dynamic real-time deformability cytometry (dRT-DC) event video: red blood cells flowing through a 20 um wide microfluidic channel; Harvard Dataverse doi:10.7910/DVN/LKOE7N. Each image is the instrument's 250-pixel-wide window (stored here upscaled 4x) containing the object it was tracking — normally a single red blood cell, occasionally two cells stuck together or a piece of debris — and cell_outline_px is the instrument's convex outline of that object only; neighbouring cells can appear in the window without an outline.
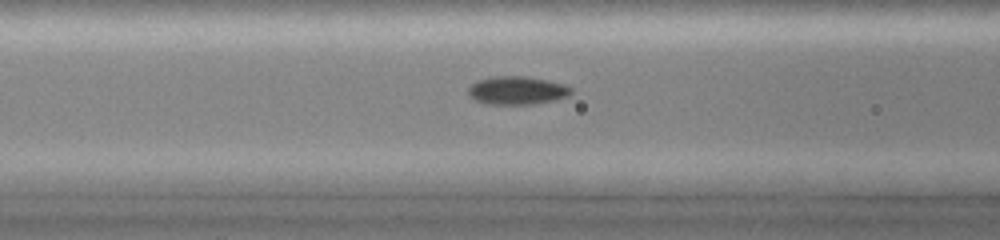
{"species": "common noctule bat (a hibernating species)", "species_latin": "Nyctalus noctula", "temperature_condition": "cold", "stored_images_in_passage": 38, "camera_frame_rate_fps": 3000, "um_per_image_px": 0.085, "animal": {"sex": "female", "body_mass_g": 19.0, "forearm_length_mm": 51.5}, "frame": {"image": 1, "passage_image": 13, "time_ms": 5.333, "image_size_px": [1000, 240], "cell_outline_px": [[572, 92], [568, 96], [556, 100], [532, 104], [488, 104], [476, 100], [468, 96], [468, 88], [476, 80], [492, 76], [528, 76], [564, 84], [572, 88]], "centroid_in_image_um": [43.94, 7.68], "position_along_channel_um": 122.7, "area_um2": 17.05}}
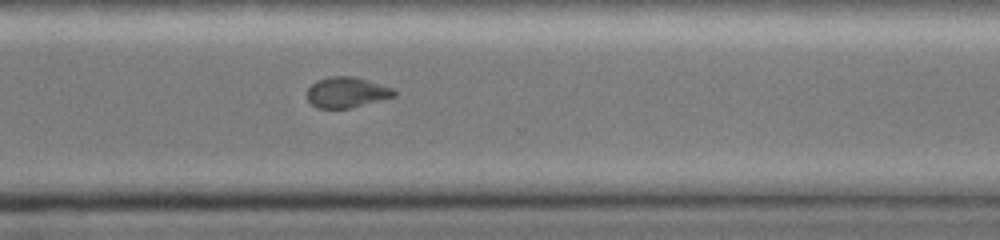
{"frame": {"image": 2, "passage_image": 26, "time_ms": 10.667, "image_size_px": [1000, 240], "cell_outline_px": [[396, 96], [348, 108], [316, 108], [308, 100], [304, 92], [316, 80], [332, 76], [356, 76], [392, 88], [396, 92]], "centroid_in_image_um": [29.42, 7.84], "position_along_channel_um": 341.2, "area_um2": 15.55}}
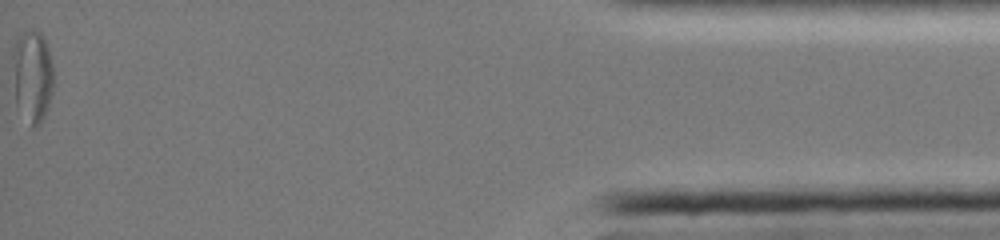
{"frame": {"image": 3, "passage_image": 38, "time_ms": 15.0, "image_size_px": [1000, 240], "cell_outline_px": [[52, 92], [48, 108], [40, 124], [32, 128], [16, 108], [12, 56], [12, 48], [16, 36], [20, 32], [32, 28], [40, 32], [44, 36], [48, 48], [52, 64]], "centroid_in_image_um": [2.72, 6.43], "position_along_channel_um": 432.5, "area_um2": 22.54}, "authors_computed_cell_mechanics": {"area_um2": 16.5597, "velocity_mm_per_s": 4.098, "shape_relaxation_time_tau1_ms": null, "shape_relaxation_time_tau2_ms": 5.5859, "deformation_change_tau1": null, "deformation_change_tau2": 0.054}}